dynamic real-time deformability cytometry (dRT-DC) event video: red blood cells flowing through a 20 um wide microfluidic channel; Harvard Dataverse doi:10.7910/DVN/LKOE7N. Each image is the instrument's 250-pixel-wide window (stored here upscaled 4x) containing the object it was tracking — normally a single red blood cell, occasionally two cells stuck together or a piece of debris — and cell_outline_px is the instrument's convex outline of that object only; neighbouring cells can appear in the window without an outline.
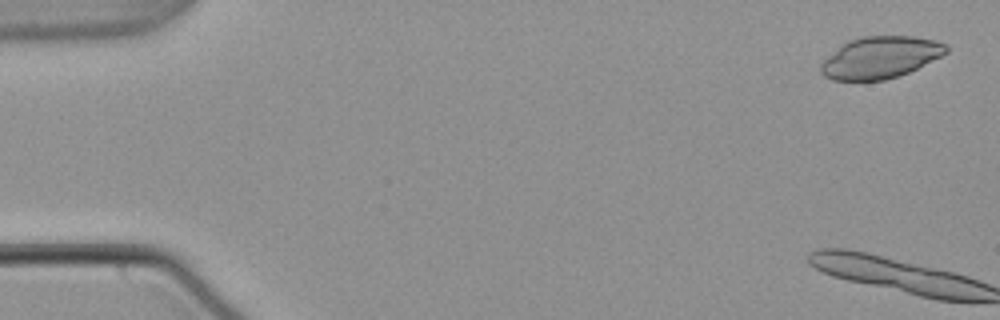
{"species": "common noctule bat (a hibernating species)", "species_latin": "Nyctalus noctula", "temperature_condition": "warm", "stored_images_in_passage": 3, "camera_frame_rate_fps": 3000, "um_per_image_px": 0.085, "animal": {"sex": "male", "body_mass_g": 21.5, "forearm_length_mm": 52.0}, "frame": {"image": 1, "passage_image": 1, "time_ms": 0.0, "image_size_px": [1000, 320], "cell_outline_px": [[948, 52], [900, 76], [884, 80], [832, 80], [824, 76], [820, 72], [820, 64], [828, 56], [848, 40], [864, 36], [912, 36], [936, 40], [948, 44]], "centroid_in_image_um": [74.83, 4.88], "position_along_channel_um": 10.2, "area_um2": 30.4}}